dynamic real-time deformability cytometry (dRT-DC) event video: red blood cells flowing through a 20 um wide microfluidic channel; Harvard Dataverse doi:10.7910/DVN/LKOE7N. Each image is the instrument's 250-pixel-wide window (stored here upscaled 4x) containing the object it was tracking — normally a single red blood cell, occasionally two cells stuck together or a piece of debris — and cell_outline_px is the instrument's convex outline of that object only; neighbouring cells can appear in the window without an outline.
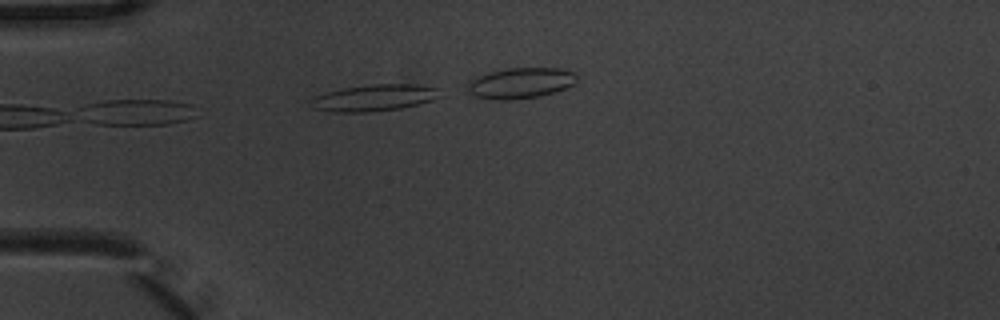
{"species": "common noctule bat (a hibernating species)", "species_latin": "Nyctalus noctula", "temperature_condition": "warm", "stored_images_in_passage": 5, "camera_frame_rate_fps": 3000, "um_per_image_px": 0.085, "animal": {"sex": "male", "body_mass_g": 20.1, "forearm_length_mm": 53.5}, "frame": {"image": 1, "passage_image": 4, "time_ms": 1.0, "image_size_px": [1000, 320], "cell_outline_px": [[440, 96], [432, 100], [400, 108], [372, 112], [332, 112], [312, 108], [308, 104], [308, 100], [316, 96], [328, 92], [344, 88], [372, 84], [416, 84], [440, 88]], "centroid_in_image_um": [31.78, 8.31], "position_along_channel_um": 53.2, "area_um2": 20.06}}